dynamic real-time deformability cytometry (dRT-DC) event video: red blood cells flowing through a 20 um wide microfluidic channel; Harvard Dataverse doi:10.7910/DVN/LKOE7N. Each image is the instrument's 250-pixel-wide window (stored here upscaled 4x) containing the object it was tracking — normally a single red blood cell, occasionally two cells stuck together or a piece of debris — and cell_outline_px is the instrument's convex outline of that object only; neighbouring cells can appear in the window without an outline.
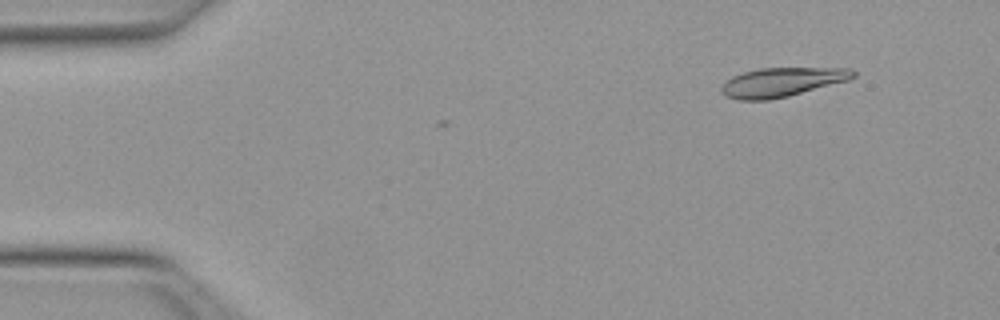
{"species": "Egyptian fruit bat (a non-hibernating species)", "species_latin": "Rousettus aegyptiacus", "temperature_condition": "warm", "stored_images_in_passage": 6, "camera_frame_rate_fps": 3000, "um_per_image_px": 0.085, "animal": {"sex": "female"}, "frame": {"image": 1, "passage_image": 4, "time_ms": 1.0, "image_size_px": [1000, 320], "cell_outline_px": [[856, 76], [848, 80], [788, 96], [768, 100], [740, 100], [724, 96], [720, 88], [732, 76], [744, 72], [760, 68], [848, 68], [856, 72]], "centroid_in_image_um": [66.45, 6.98], "position_along_channel_um": 18.5, "area_um2": 22.14}}